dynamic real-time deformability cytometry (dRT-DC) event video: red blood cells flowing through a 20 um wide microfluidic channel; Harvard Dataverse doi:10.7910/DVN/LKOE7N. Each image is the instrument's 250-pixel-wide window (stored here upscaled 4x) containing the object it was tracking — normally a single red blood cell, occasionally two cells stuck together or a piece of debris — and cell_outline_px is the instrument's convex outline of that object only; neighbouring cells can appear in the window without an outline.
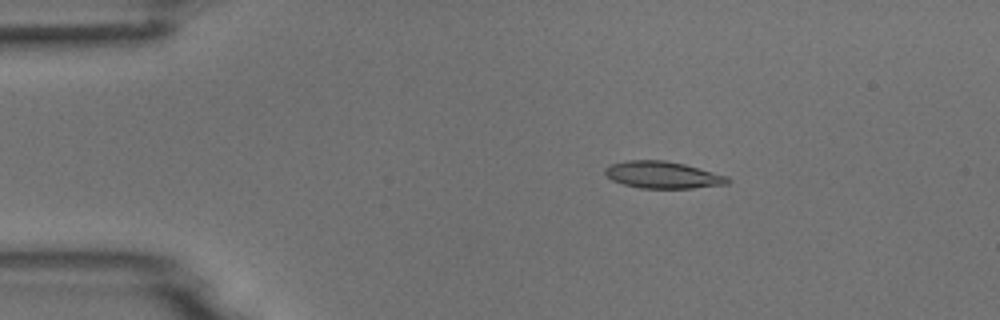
{"species": "common noctule bat (a hibernating species)", "species_latin": "Nyctalus noctula", "temperature_condition": "room temperature", "stored_images_in_passage": 6, "camera_frame_rate_fps": 3000, "um_per_image_px": 0.085, "animal": {"sex": "male", "body_mass_g": 18.8}, "frame": {"image": 1, "passage_image": 2, "time_ms": 1.333, "image_size_px": [1000, 320], "cell_outline_px": [[732, 180], [728, 184], [692, 188], [640, 188], [624, 184], [612, 180], [604, 172], [604, 168], [612, 164], [628, 160], [664, 160], [684, 164], [728, 176]], "centroid_in_image_um": [56.36, 14.87], "position_along_channel_um": 28.6, "area_um2": 19.19}}
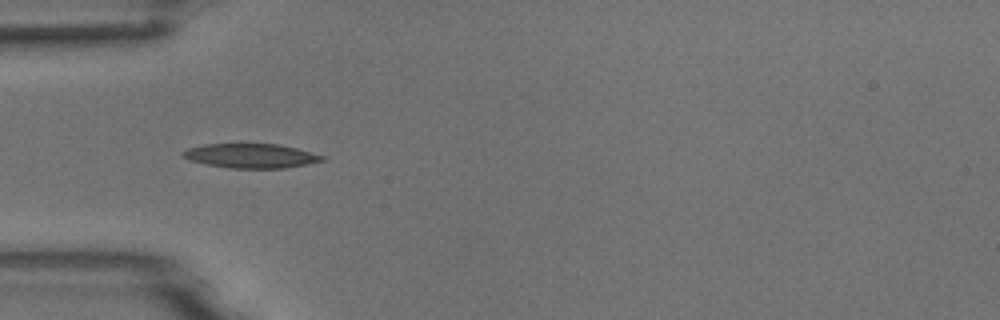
{"frame": {"image": 2, "passage_image": 4, "time_ms": 3.667, "image_size_px": [1000, 320], "cell_outline_px": [[328, 156], [324, 160], [284, 168], [232, 168], [208, 164], [188, 160], [180, 156], [180, 152], [188, 148], [204, 144], [276, 144], [296, 148]], "centroid_in_image_um": [21.3, 13.24], "position_along_channel_um": 63.7, "area_um2": 19.71}}